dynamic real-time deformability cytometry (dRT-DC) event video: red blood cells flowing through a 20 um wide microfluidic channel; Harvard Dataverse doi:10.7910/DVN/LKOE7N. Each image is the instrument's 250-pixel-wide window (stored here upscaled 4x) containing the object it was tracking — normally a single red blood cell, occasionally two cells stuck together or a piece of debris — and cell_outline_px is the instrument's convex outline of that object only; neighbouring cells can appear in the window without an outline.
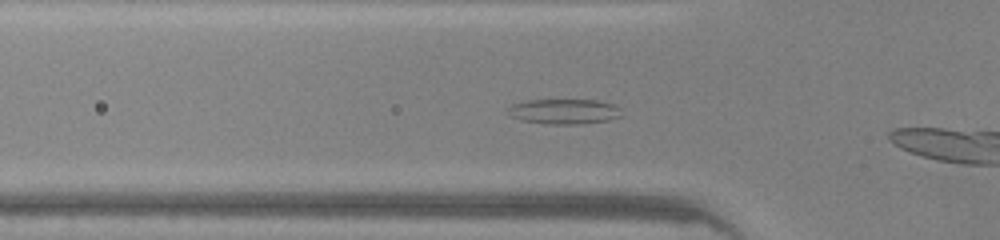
{"species": "common noctule bat (a hibernating species)", "species_latin": "Nyctalus noctula", "temperature_condition": "warm", "stored_images_in_passage": 10, "camera_frame_rate_fps": 3000, "um_per_image_px": 0.085, "animal": {"sex": "male", "body_mass_g": 20.0, "forearm_length_mm": 53.3}, "frame": {"image": 1, "passage_image": 5, "time_ms": 1.333, "image_size_px": [1000, 240], "cell_outline_px": [[620, 116], [608, 120], [580, 124], [548, 124], [520, 120], [512, 116], [508, 108], [512, 104], [528, 100], [596, 100], [616, 104], [620, 108]], "centroid_in_image_um": [47.98, 9.47], "position_along_channel_um": 77.8, "area_um2": 16.53}}